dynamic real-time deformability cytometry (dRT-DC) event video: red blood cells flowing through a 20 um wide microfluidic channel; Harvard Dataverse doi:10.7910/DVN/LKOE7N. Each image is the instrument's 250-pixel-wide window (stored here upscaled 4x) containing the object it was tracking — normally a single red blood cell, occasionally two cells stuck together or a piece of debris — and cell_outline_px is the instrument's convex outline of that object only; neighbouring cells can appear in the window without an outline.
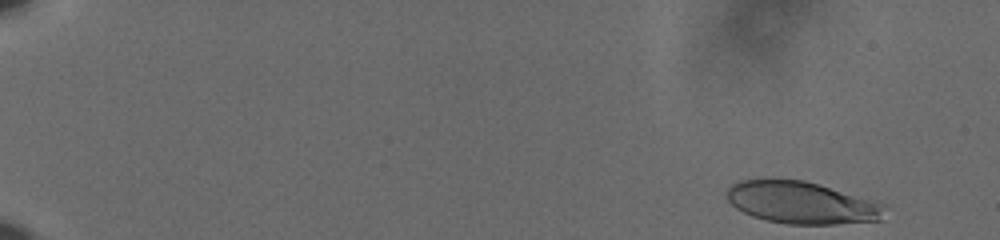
{"species": "human", "species_latin": "Homo sapiens", "temperature_condition": "cold", "stored_images_in_passage": 56, "camera_frame_rate_fps": 3000, "um_per_image_px": 0.085, "donor": {"sex": "male"}, "frame": {"image": 1, "passage_image": 2, "time_ms": 0.333, "image_size_px": [1000, 240], "cell_outline_px": [[888, 204], [880, 220], [836, 224], [788, 224], [768, 220], [752, 216], [736, 208], [728, 200], [728, 188], [732, 184], [740, 180], [804, 180], [820, 184]], "centroid_in_image_um": [68.2, 17.23], "position_along_channel_um": 16.8, "area_um2": 38.61}}
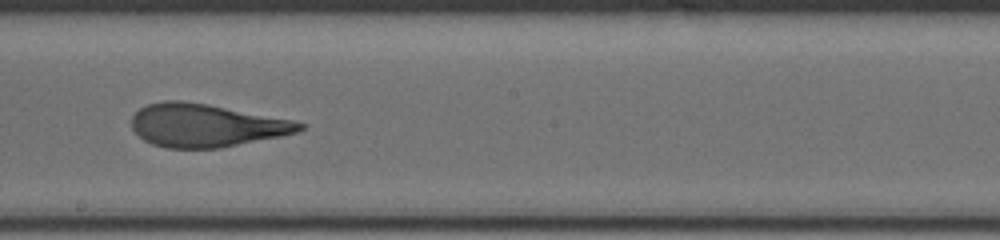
{"frame": {"image": 2, "passage_image": 34, "time_ms": 11.0, "image_size_px": [1000, 240], "cell_outline_px": [[304, 128], [296, 132], [280, 136], [220, 148], [168, 148], [152, 144], [144, 140], [132, 128], [132, 116], [140, 108], [148, 104], [164, 100], [180, 100], [208, 104], [292, 120], [304, 124]], "centroid_in_image_um": [17.47, 10.65], "position_along_channel_um": 230.7, "area_um2": 41.73}}
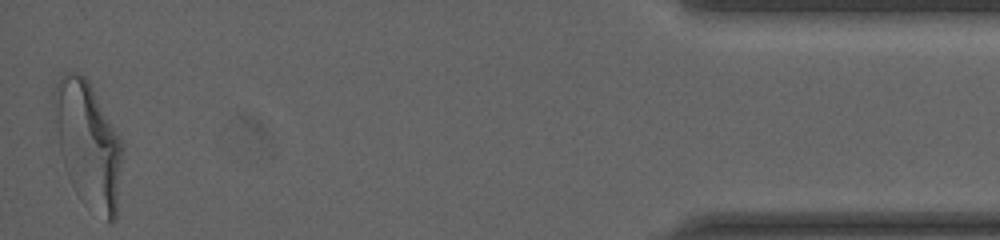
{"frame": {"image": 3, "passage_image": 56, "time_ms": 18.333, "image_size_px": [1000, 240], "cell_outline_px": [[124, 148], [116, 220], [112, 224], [108, 224], [84, 204], [80, 200], [68, 176], [60, 152], [52, 96], [52, 92], [60, 76], [68, 72], [80, 72], [88, 80], [120, 136]], "centroid_in_image_um": [7.52, 12.32], "position_along_channel_um": 427.7, "area_um2": 50.58}, "authors_computed_cell_mechanics": {"area_um2": 42.194, "velocity_mm_per_s": 3.6305, "shape_relaxation_time_tau1_ms": 6.8959, "shape_relaxation_time_tau2_ms": 1.1979, "deformation_change_tau1": 0.2703, "deformation_change_tau2": 0.0882}}